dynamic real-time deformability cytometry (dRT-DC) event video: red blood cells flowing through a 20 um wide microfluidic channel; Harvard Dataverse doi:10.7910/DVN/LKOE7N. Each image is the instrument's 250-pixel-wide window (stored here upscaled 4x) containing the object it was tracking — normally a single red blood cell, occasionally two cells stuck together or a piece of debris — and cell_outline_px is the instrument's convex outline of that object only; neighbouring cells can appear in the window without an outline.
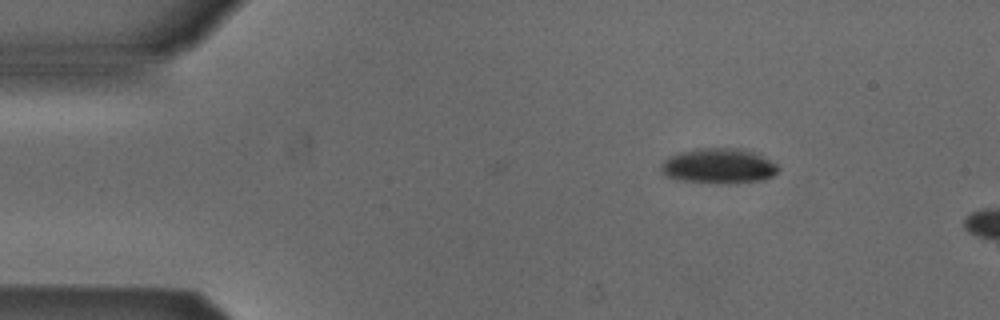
{"species": "Egyptian fruit bat (a non-hibernating species)", "species_latin": "Rousettus aegyptiacus", "temperature_condition": "cold", "stored_images_in_passage": 2, "camera_frame_rate_fps": 3000, "um_per_image_px": 0.085, "animal": {"sex": "male"}, "frame": {"image": 1, "passage_image": 2, "time_ms": 0.333, "image_size_px": [1000, 320], "cell_outline_px": [[780, 168], [772, 176], [764, 180], [736, 184], [716, 184], [676, 180], [664, 176], [660, 172], [660, 164], [664, 160], [680, 152], [700, 148], [740, 148], [756, 152], [764, 156], [776, 164]], "centroid_in_image_um": [61.08, 14.13], "position_along_channel_um": 23.9, "area_um2": 24.62}}